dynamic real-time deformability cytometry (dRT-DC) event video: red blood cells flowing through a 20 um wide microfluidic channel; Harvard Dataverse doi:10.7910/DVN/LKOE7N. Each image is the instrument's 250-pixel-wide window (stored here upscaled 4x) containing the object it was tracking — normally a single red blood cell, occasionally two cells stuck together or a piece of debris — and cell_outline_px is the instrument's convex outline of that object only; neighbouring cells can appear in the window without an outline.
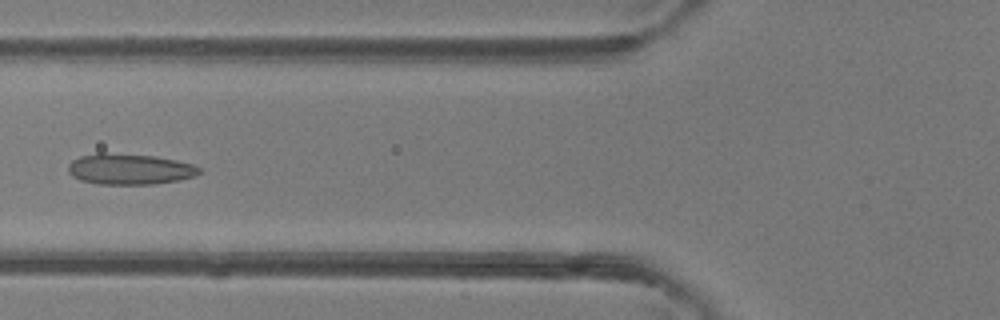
{"species": "common noctule bat (a hibernating species)", "species_latin": "Nyctalus noctula", "temperature_condition": "room temperature", "stored_images_in_passage": 34, "camera_frame_rate_fps": 3000, "um_per_image_px": 0.085, "animal": {"sex": "female"}, "frame": {"image": 1, "passage_image": 6, "time_ms": 1.667, "image_size_px": [1000, 320], "cell_outline_px": [[200, 172], [196, 176], [180, 180], [152, 184], [96, 184], [80, 180], [72, 176], [68, 172], [68, 164], [72, 160], [80, 156], [96, 152], [104, 152], [156, 156], [176, 160], [192, 164], [200, 168]], "centroid_in_image_um": [10.99, 14.37], "position_along_channel_um": 114.8, "area_um2": 23.81}}
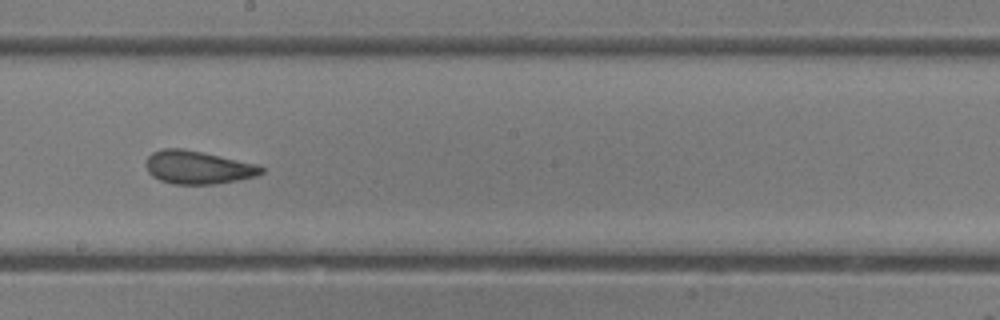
{"frame": {"image": 2, "passage_image": 14, "time_ms": 4.333, "image_size_px": [1000, 320], "cell_outline_px": [[264, 172], [256, 176], [216, 184], [172, 184], [160, 180], [152, 176], [148, 172], [144, 164], [148, 156], [152, 152], [164, 148], [180, 148], [200, 152], [256, 164], [264, 168]], "centroid_in_image_um": [16.77, 14.23], "position_along_channel_um": 231.4, "area_um2": 22.14}}
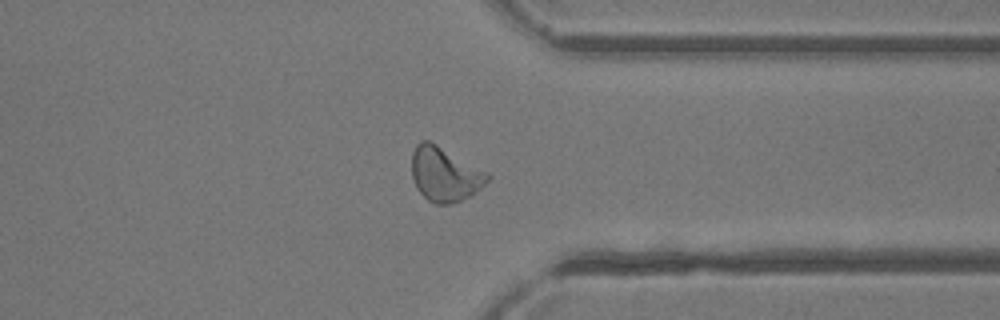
{"frame": {"image": 3, "passage_image": 24, "time_ms": 7.667, "image_size_px": [1000, 320], "cell_outline_px": [[492, 176], [480, 188], [468, 196], [452, 204], [436, 204], [428, 200], [416, 188], [412, 176], [412, 152], [416, 144], [420, 140], [428, 140], [436, 144], [488, 172]], "centroid_in_image_um": [37.78, 14.8], "position_along_channel_um": 373.6, "area_um2": 23.81}, "authors_computed_cell_mechanics": {"area_um2": 22.9466, "velocity_mm_per_s": 4.3612, "shape_relaxation_time_tau1_ms": 5.2098, "shape_relaxation_time_tau2_ms": 1.2192, "deformation_change_tau1": 0.1411, "deformation_change_tau2": 0.0837}}